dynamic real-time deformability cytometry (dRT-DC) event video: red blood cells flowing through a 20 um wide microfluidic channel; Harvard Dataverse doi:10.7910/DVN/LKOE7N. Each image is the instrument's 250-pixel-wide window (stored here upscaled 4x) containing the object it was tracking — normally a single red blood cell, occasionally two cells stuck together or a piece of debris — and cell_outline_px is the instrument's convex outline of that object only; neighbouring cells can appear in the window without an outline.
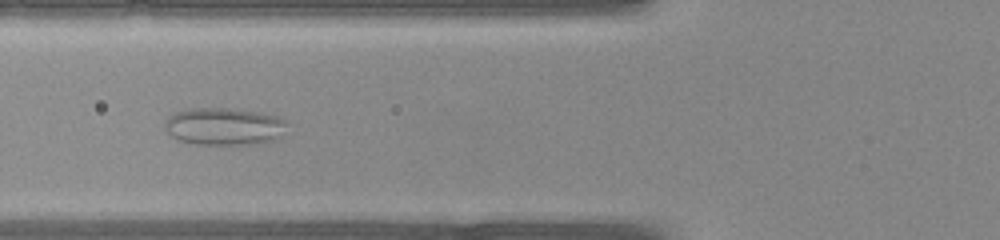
{"species": "common noctule bat (a hibernating species)", "species_latin": "Nyctalus noctula", "temperature_condition": "warm", "stored_images_in_passage": 41, "camera_frame_rate_fps": 3000, "um_per_image_px": 0.085, "animal": {"sex": "female", "body_mass_g": 22.0, "forearm_length_mm": 56.7}, "frame": {"image": 1, "passage_image": 16, "time_ms": 5.0, "image_size_px": [1000, 240], "cell_outline_px": [[288, 124], [276, 140], [260, 144], [196, 144], [176, 140], [164, 128], [164, 120], [168, 116], [176, 112], [192, 108], [228, 108], [260, 112], [276, 116], [288, 120]], "centroid_in_image_um": [19.05, 10.74], "position_along_channel_um": 106.8, "area_um2": 26.93}}
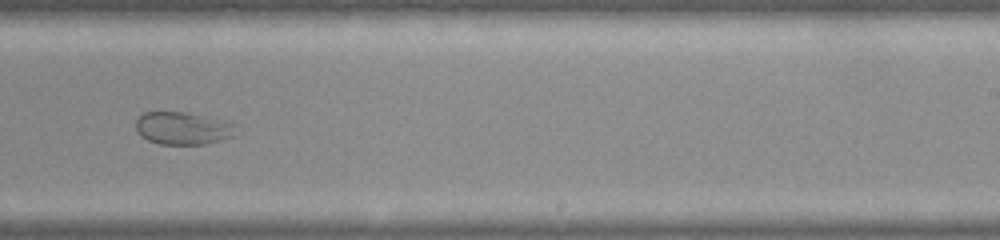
{"frame": {"image": 2, "passage_image": 26, "time_ms": 8.333, "image_size_px": [1000, 240], "cell_outline_px": [[232, 136], [220, 140], [204, 144], [160, 144], [148, 140], [140, 136], [136, 128], [136, 120], [144, 112], [184, 112], [220, 120], [232, 124]], "centroid_in_image_um": [15.43, 10.91], "position_along_channel_um": 273.6, "area_um2": 18.44}}
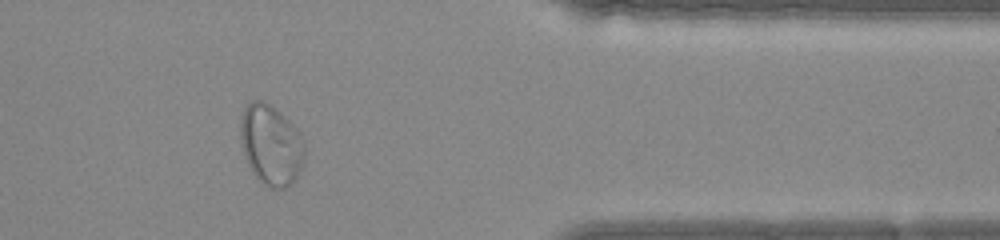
{"frame": {"image": 3, "passage_image": 34, "time_ms": 11.0, "image_size_px": [1000, 240], "cell_outline_px": [[304, 152], [300, 168], [296, 180], [292, 184], [284, 188], [272, 188], [260, 180], [256, 176], [248, 164], [244, 156], [240, 140], [240, 124], [244, 108], [252, 100], [264, 100], [280, 112], [288, 120], [304, 144]], "centroid_in_image_um": [23.0, 12.31], "position_along_channel_um": 388.4, "area_um2": 29.54}}